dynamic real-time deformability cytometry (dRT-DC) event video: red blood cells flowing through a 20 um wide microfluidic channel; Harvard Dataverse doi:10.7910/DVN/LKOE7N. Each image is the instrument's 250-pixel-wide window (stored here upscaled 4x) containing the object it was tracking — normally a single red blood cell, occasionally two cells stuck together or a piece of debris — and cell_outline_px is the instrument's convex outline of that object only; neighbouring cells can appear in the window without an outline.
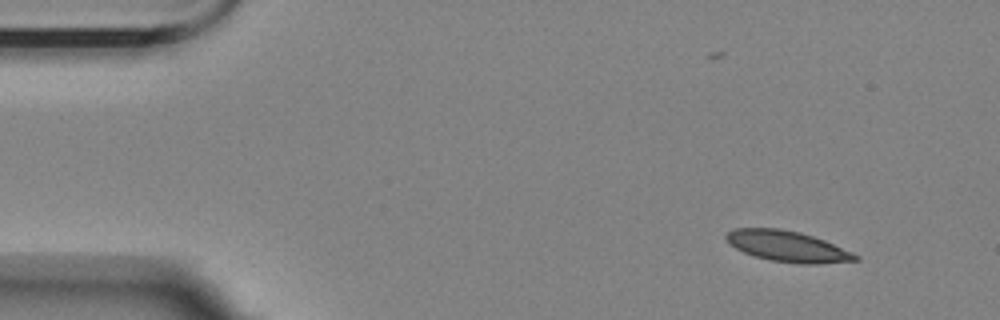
{"species": "Egyptian fruit bat (a non-hibernating species)", "species_latin": "Rousettus aegyptiacus", "temperature_condition": "room temperature", "stored_images_in_passage": 4, "camera_frame_rate_fps": 3000, "um_per_image_px": 0.085, "animal": {"sex": "female"}, "frame": {"image": 1, "passage_image": 1, "time_ms": 0.0, "image_size_px": [1000, 320], "cell_outline_px": [[860, 260], [816, 264], [800, 264], [772, 260], [756, 256], [744, 252], [728, 244], [724, 236], [732, 228], [780, 228], [800, 232], [824, 240], [852, 252], [860, 256]], "centroid_in_image_um": [66.93, 20.93], "position_along_channel_um": 18.1, "area_um2": 23.18}}
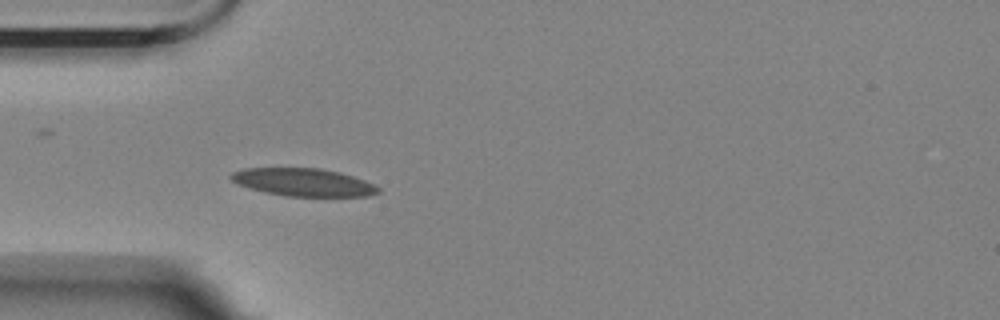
{"frame": {"image": 2, "passage_image": 4, "time_ms": 3.667, "image_size_px": [1000, 320], "cell_outline_px": [[380, 192], [368, 196], [284, 196], [264, 192], [248, 188], [236, 184], [228, 176], [232, 172], [244, 168], [320, 168], [340, 172], [364, 180], [380, 188]], "centroid_in_image_um": [25.74, 15.49], "position_along_channel_um": 59.3, "area_um2": 23.93}}